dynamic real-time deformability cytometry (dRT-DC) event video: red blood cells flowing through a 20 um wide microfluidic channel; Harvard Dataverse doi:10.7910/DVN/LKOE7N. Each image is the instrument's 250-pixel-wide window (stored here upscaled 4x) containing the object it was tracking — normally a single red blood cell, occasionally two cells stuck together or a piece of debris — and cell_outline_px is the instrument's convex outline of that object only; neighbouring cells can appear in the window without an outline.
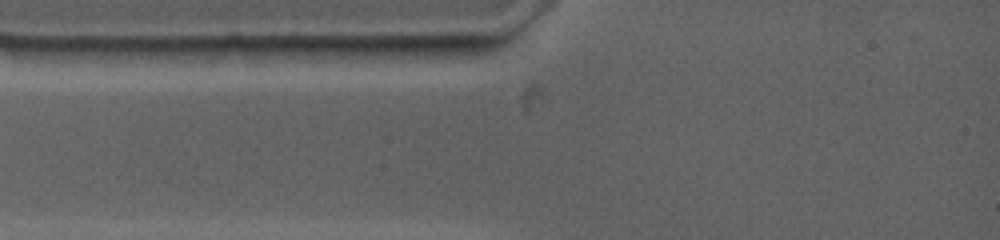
{"species": "common noctule bat (a hibernating species)", "species_latin": "Nyctalus noctula", "temperature_condition": "warm", "stored_images_in_passage": 4, "camera_frame_rate_fps": 4500, "um_per_image_px": 0.085, "animal": {"sex": "female", "body_mass_g": 19.0, "forearm_length_mm": 53.3}, "frame": {"image": 1, "passage_image": 3, "time_ms": 0.444, "image_size_px": [1000, 240], "cell_outline_px": [[352, 48], [340, 56], [232, 60], [228, 60], [216, 48], [228, 44], [300, 44]], "centroid_in_image_um": [23.66, 4.36], "position_along_channel_um": 61.3, "area_um2": 12.02}}